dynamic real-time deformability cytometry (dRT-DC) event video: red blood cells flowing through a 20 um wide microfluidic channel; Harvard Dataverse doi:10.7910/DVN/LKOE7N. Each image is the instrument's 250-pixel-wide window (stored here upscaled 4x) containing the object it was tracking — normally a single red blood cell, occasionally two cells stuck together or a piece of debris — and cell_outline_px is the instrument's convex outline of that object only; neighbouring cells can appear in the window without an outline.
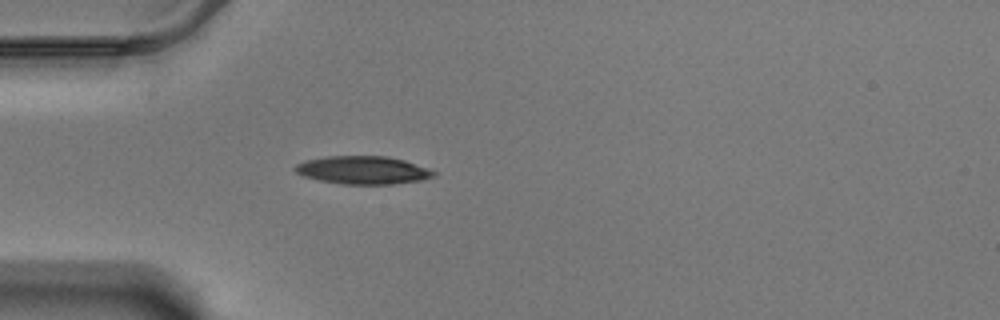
{"species": "Egyptian fruit bat (a non-hibernating species)", "species_latin": "Rousettus aegyptiacus", "temperature_condition": "warm", "stored_images_in_passage": 42, "camera_frame_rate_fps": 3000, "um_per_image_px": 0.085, "animal": {"sex": "male"}, "frame": {"image": 1, "passage_image": 1, "time_ms": 0.0, "image_size_px": [1000, 320], "cell_outline_px": [[436, 176], [420, 180], [396, 184], [340, 184], [320, 180], [304, 176], [296, 172], [292, 168], [296, 164], [304, 160], [324, 156], [388, 156], [404, 160], [436, 172]], "centroid_in_image_um": [30.81, 14.45], "position_along_channel_um": 54.2, "area_um2": 22.66}}
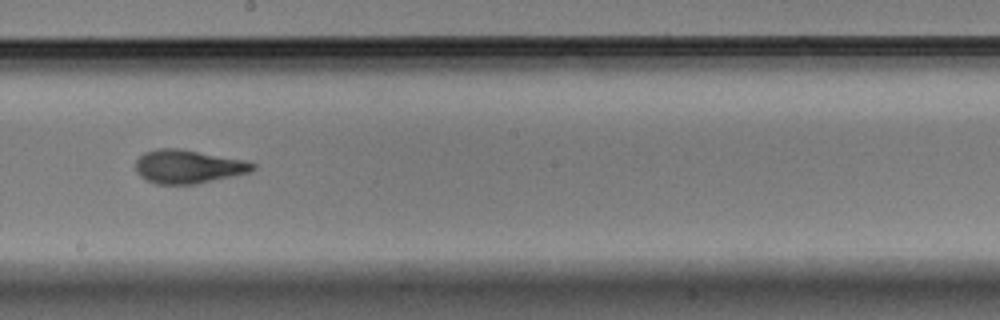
{"frame": {"image": 2, "passage_image": 17, "time_ms": 5.333, "image_size_px": [1000, 320], "cell_outline_px": [[256, 168], [248, 172], [232, 176], [196, 184], [152, 184], [144, 180], [136, 172], [136, 160], [144, 152], [156, 148], [176, 148], [244, 160], [256, 164]], "centroid_in_image_um": [15.93, 14.17], "position_along_channel_um": 232.3, "area_um2": 22.83}}
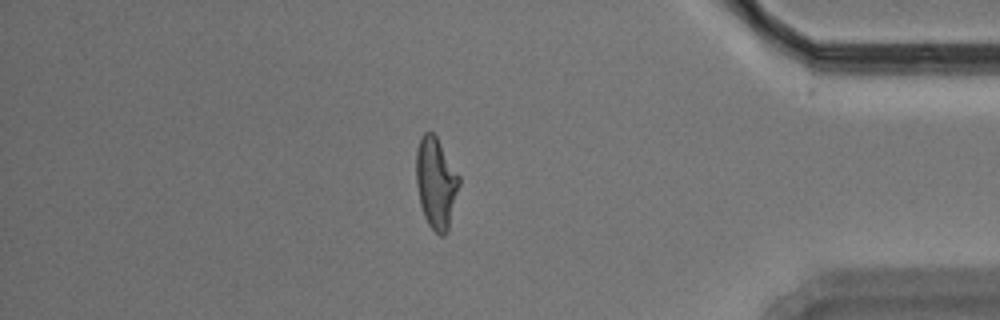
{"frame": {"image": 3, "passage_image": 34, "time_ms": 11.0, "image_size_px": [1000, 320], "cell_outline_px": [[460, 184], [448, 232], [444, 236], [440, 236], [428, 224], [424, 216], [420, 204], [416, 184], [416, 148], [424, 132], [432, 132], [436, 136], [460, 176]], "centroid_in_image_um": [37.07, 15.57], "position_along_channel_um": 398.1, "area_um2": 22.95}, "authors_computed_cell_mechanics": {"area_um2": 22.6576, "velocity_mm_per_s": 3.4689, "shape_relaxation_time_tau1_ms": 5.6332, "shape_relaxation_time_tau2_ms": 1.7012, "deformation_change_tau1": 0.1923, "deformation_change_tau2": 0.0974}}